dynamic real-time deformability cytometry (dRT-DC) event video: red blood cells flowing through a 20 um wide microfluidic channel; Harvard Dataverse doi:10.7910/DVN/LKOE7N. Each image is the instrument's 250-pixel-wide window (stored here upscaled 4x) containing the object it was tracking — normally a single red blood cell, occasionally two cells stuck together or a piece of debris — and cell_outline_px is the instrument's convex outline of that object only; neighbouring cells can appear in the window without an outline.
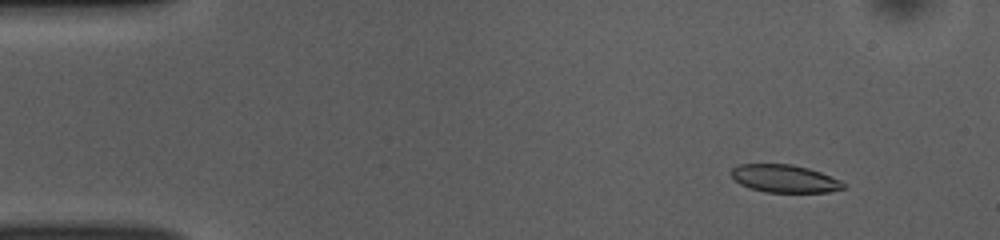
{"species": "common noctule bat (a hibernating species)", "species_latin": "Nyctalus noctula", "temperature_condition": "room temperature", "stored_images_in_passage": 52, "camera_frame_rate_fps": 3000, "um_per_image_px": 0.085, "animal": {"sex": "female", "body_mass_g": 10.0, "forearm_length_mm": 53.1}, "frame": {"image": 1, "passage_image": 6, "time_ms": 1.667, "image_size_px": [1000, 240], "cell_outline_px": [[848, 188], [828, 192], [764, 192], [748, 188], [740, 184], [728, 172], [732, 168], [740, 164], [792, 164], [808, 168], [820, 172], [840, 180]], "centroid_in_image_um": [66.67, 15.18], "position_along_channel_um": 18.3, "area_um2": 18.26}}
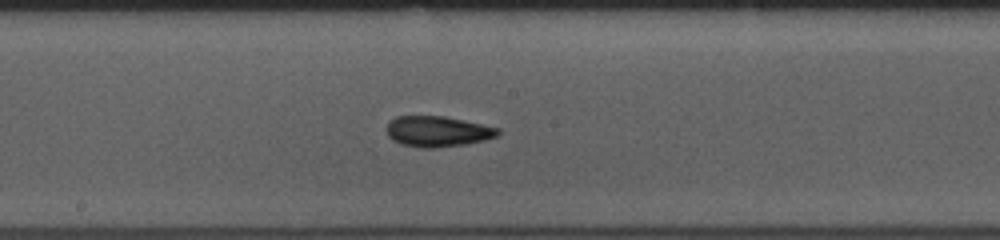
{"frame": {"image": 2, "passage_image": 28, "time_ms": 9.0, "image_size_px": [1000, 240], "cell_outline_px": [[500, 132], [496, 136], [484, 140], [464, 144], [432, 148], [420, 148], [400, 144], [392, 140], [388, 136], [384, 128], [388, 120], [396, 116], [444, 116], [500, 128]], "centroid_in_image_um": [37.11, 11.16], "position_along_channel_um": 211.1, "area_um2": 20.06}}
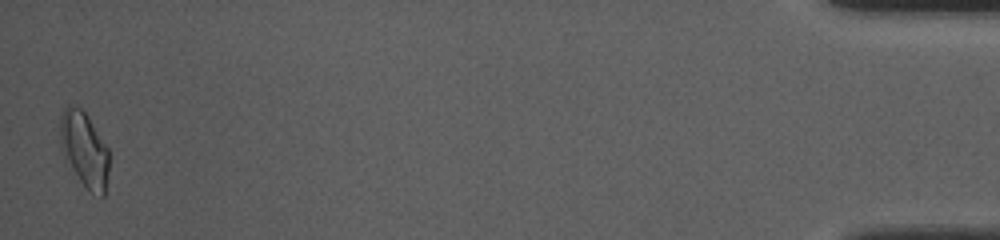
{"frame": {"image": 3, "passage_image": 52, "time_ms": 17.0, "image_size_px": [1000, 240], "cell_outline_px": [[108, 172], [104, 196], [100, 196], [92, 192], [64, 164], [60, 148], [60, 116], [64, 108], [68, 104], [80, 108], [88, 116], [108, 148]], "centroid_in_image_um": [7.12, 12.7], "position_along_channel_um": 428.1, "area_um2": 21.68}, "authors_computed_cell_mechanics": {"area_um2": 19.363, "velocity_mm_per_s": 3.8426, "shape_relaxation_time_tau1_ms": 4.866, "shape_relaxation_time_tau2_ms": 2.4779, "deformation_change_tau1": 0.114, "deformation_change_tau2": 0.0776}}